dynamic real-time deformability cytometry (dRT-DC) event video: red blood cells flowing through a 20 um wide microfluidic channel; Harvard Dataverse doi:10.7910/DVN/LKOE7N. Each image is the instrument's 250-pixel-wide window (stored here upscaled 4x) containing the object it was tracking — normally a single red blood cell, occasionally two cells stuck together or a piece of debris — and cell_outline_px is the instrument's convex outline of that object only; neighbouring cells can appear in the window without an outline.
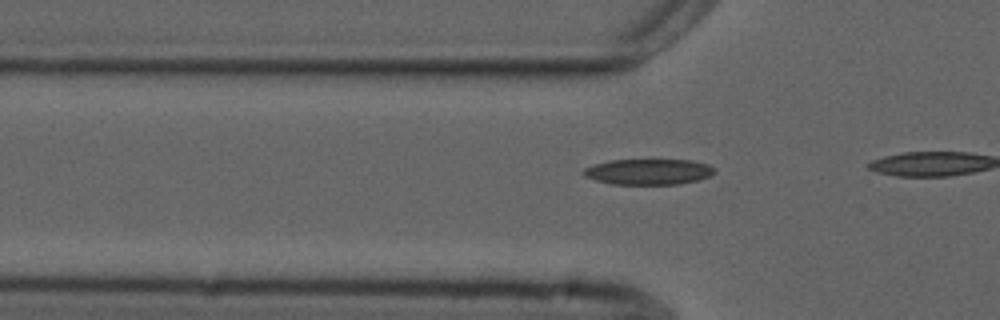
{"species": "common noctule bat (a hibernating species)", "species_latin": "Nyctalus noctula", "temperature_condition": "cold", "stored_images_in_passage": 5, "camera_frame_rate_fps": 3000, "um_per_image_px": 0.085, "animal": {"sex": "male", "forearm_length_mm": 52.5}, "frame": {"image": 1, "passage_image": 3, "time_ms": 0.667, "image_size_px": [1000, 320], "cell_outline_px": [[716, 172], [700, 180], [676, 184], [612, 184], [596, 180], [584, 176], [580, 172], [584, 168], [608, 160], [692, 160], [708, 164], [716, 168]], "centroid_in_image_um": [55.13, 14.59], "position_along_channel_um": 70.7, "area_um2": 19.71}}